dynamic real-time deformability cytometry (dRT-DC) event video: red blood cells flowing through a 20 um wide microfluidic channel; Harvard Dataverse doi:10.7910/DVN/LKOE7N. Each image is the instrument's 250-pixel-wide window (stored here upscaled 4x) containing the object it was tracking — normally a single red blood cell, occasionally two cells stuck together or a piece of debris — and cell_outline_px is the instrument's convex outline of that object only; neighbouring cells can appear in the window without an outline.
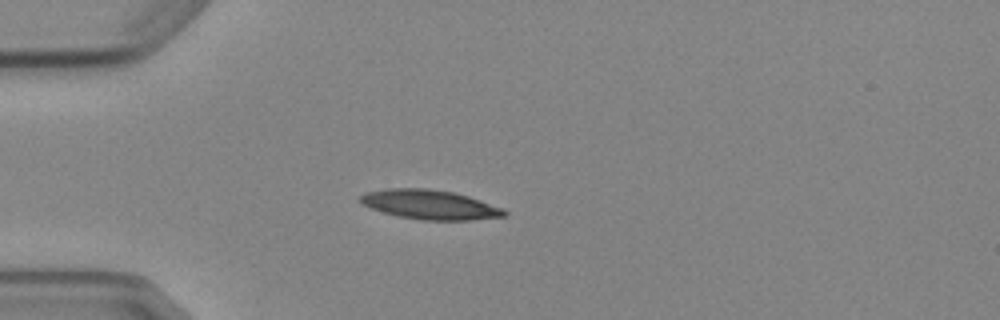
{"species": "Egyptian fruit bat (a non-hibernating species)", "species_latin": "Rousettus aegyptiacus", "temperature_condition": "cold", "stored_images_in_passage": 5, "camera_frame_rate_fps": 3000, "um_per_image_px": 0.085, "animal": {"sex": "female"}, "frame": {"image": 1, "passage_image": 4, "time_ms": 4.333, "image_size_px": [1000, 320], "cell_outline_px": [[508, 212], [504, 216], [472, 220], [424, 220], [400, 216], [384, 212], [360, 204], [360, 196], [364, 192], [388, 188], [428, 188], [452, 192], [468, 196], [504, 208]], "centroid_in_image_um": [36.54, 17.38], "position_along_channel_um": 48.5, "area_um2": 24.62}}